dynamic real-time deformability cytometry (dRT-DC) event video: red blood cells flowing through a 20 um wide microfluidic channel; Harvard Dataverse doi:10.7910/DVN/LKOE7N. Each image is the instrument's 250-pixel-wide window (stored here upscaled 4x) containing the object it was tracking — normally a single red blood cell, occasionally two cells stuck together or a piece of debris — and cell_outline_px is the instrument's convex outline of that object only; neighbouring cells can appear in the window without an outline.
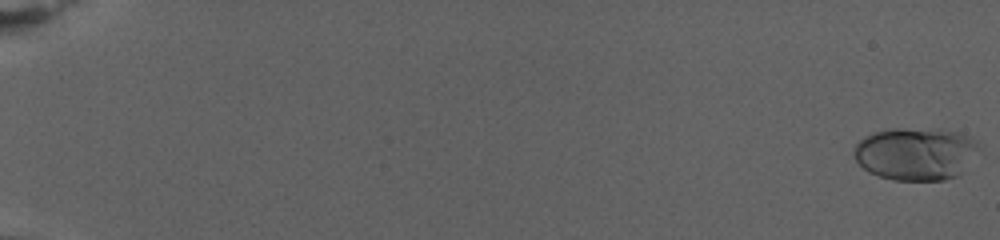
{"species": "human", "species_latin": "Homo sapiens", "temperature_condition": "warm", "stored_images_in_passage": 81, "camera_frame_rate_fps": 3000, "um_per_image_px": 0.085, "donor": {"sex": "female"}, "frame": {"image": 1, "passage_image": 1, "time_ms": 0.0, "image_size_px": [1000, 240], "cell_outline_px": [[980, 148], [960, 172], [956, 176], [944, 180], [892, 180], [868, 172], [856, 160], [852, 152], [856, 144], [864, 136], [872, 132], [892, 128], [940, 128], [960, 132], [976, 140]], "centroid_in_image_um": [77.81, 13.03], "position_along_channel_um": 7.2, "area_um2": 38.67}}
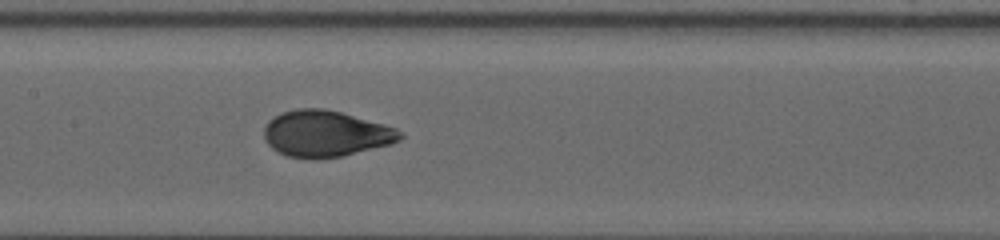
{"frame": {"image": 2, "passage_image": 44, "time_ms": 14.333, "image_size_px": [1000, 240], "cell_outline_px": [[404, 136], [400, 140], [392, 144], [344, 156], [316, 160], [308, 160], [288, 156], [272, 148], [268, 144], [264, 136], [264, 128], [268, 120], [284, 112], [296, 108], [324, 108], [340, 112], [384, 124], [396, 128], [404, 132]], "centroid_in_image_um": [27.71, 11.38], "position_along_channel_um": 179.7, "area_um2": 37.05}}
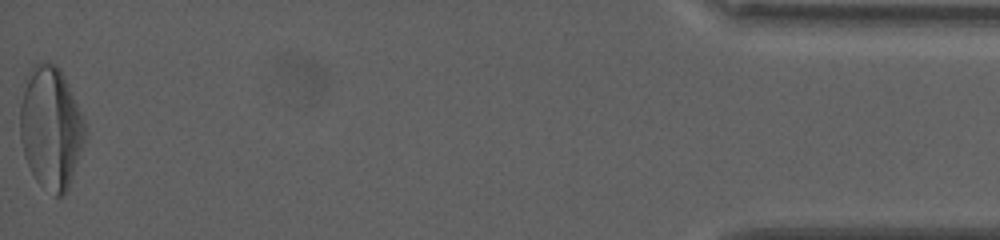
{"frame": {"image": 3, "passage_image": 81, "time_ms": 26.667, "image_size_px": [1000, 240], "cell_outline_px": [[84, 140], [72, 180], [64, 196], [56, 196], [40, 184], [36, 180], [24, 156], [20, 140], [20, 104], [24, 88], [32, 64], [44, 60], [48, 60], [56, 64], [60, 68], [64, 76], [84, 120]], "centroid_in_image_um": [4.3, 10.84], "position_along_channel_um": 430.9, "area_um2": 46.12}, "authors_computed_cell_mechanics": {"area_um2": 36.6452, "velocity_mm_per_s": 2.6957, "shape_relaxation_time_tau1_ms": 6.6179, "shape_relaxation_time_tau2_ms": null, "deformation_change_tau1": 0.2125, "deformation_change_tau2": null}}